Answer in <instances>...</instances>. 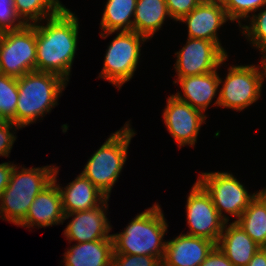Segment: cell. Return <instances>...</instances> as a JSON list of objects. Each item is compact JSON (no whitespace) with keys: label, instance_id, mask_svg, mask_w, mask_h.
<instances>
[{"label":"cell","instance_id":"obj_26","mask_svg":"<svg viewBox=\"0 0 266 266\" xmlns=\"http://www.w3.org/2000/svg\"><path fill=\"white\" fill-rule=\"evenodd\" d=\"M18 101V79L0 74V110L4 117L15 123Z\"/></svg>","mask_w":266,"mask_h":266},{"label":"cell","instance_id":"obj_1","mask_svg":"<svg viewBox=\"0 0 266 266\" xmlns=\"http://www.w3.org/2000/svg\"><path fill=\"white\" fill-rule=\"evenodd\" d=\"M36 26V71L53 73L69 81L77 51L79 20L71 10L47 18Z\"/></svg>","mask_w":266,"mask_h":266},{"label":"cell","instance_id":"obj_4","mask_svg":"<svg viewBox=\"0 0 266 266\" xmlns=\"http://www.w3.org/2000/svg\"><path fill=\"white\" fill-rule=\"evenodd\" d=\"M55 169L56 165L22 168L15 164L0 198V219L19 225L35 197L53 181Z\"/></svg>","mask_w":266,"mask_h":266},{"label":"cell","instance_id":"obj_14","mask_svg":"<svg viewBox=\"0 0 266 266\" xmlns=\"http://www.w3.org/2000/svg\"><path fill=\"white\" fill-rule=\"evenodd\" d=\"M228 20L230 21L221 0H203L179 21L187 24V37L215 42L227 54L219 41L217 31Z\"/></svg>","mask_w":266,"mask_h":266},{"label":"cell","instance_id":"obj_37","mask_svg":"<svg viewBox=\"0 0 266 266\" xmlns=\"http://www.w3.org/2000/svg\"><path fill=\"white\" fill-rule=\"evenodd\" d=\"M8 120L4 117L3 113L0 110V123L7 122Z\"/></svg>","mask_w":266,"mask_h":266},{"label":"cell","instance_id":"obj_35","mask_svg":"<svg viewBox=\"0 0 266 266\" xmlns=\"http://www.w3.org/2000/svg\"><path fill=\"white\" fill-rule=\"evenodd\" d=\"M257 195L265 202L266 204V187L263 188L262 190H259L257 192Z\"/></svg>","mask_w":266,"mask_h":266},{"label":"cell","instance_id":"obj_31","mask_svg":"<svg viewBox=\"0 0 266 266\" xmlns=\"http://www.w3.org/2000/svg\"><path fill=\"white\" fill-rule=\"evenodd\" d=\"M203 0H165L170 19L179 21L183 16L189 14Z\"/></svg>","mask_w":266,"mask_h":266},{"label":"cell","instance_id":"obj_10","mask_svg":"<svg viewBox=\"0 0 266 266\" xmlns=\"http://www.w3.org/2000/svg\"><path fill=\"white\" fill-rule=\"evenodd\" d=\"M186 219L189 231L187 235L218 242L226 221L216 210L210 195L196 181L187 197Z\"/></svg>","mask_w":266,"mask_h":266},{"label":"cell","instance_id":"obj_12","mask_svg":"<svg viewBox=\"0 0 266 266\" xmlns=\"http://www.w3.org/2000/svg\"><path fill=\"white\" fill-rule=\"evenodd\" d=\"M162 116L169 134L179 147H194L201 125L205 124L207 118L205 113L178 100L174 95L167 98Z\"/></svg>","mask_w":266,"mask_h":266},{"label":"cell","instance_id":"obj_15","mask_svg":"<svg viewBox=\"0 0 266 266\" xmlns=\"http://www.w3.org/2000/svg\"><path fill=\"white\" fill-rule=\"evenodd\" d=\"M59 167H56L53 181L44 188L32 202L24 220L18 225L24 228L48 227L63 224L64 210L62 207L61 194L57 186V174Z\"/></svg>","mask_w":266,"mask_h":266},{"label":"cell","instance_id":"obj_18","mask_svg":"<svg viewBox=\"0 0 266 266\" xmlns=\"http://www.w3.org/2000/svg\"><path fill=\"white\" fill-rule=\"evenodd\" d=\"M61 194L64 214L87 211L101 205L107 197L82 173L61 187L57 184Z\"/></svg>","mask_w":266,"mask_h":266},{"label":"cell","instance_id":"obj_23","mask_svg":"<svg viewBox=\"0 0 266 266\" xmlns=\"http://www.w3.org/2000/svg\"><path fill=\"white\" fill-rule=\"evenodd\" d=\"M259 246L266 247V204L257 195L236 221Z\"/></svg>","mask_w":266,"mask_h":266},{"label":"cell","instance_id":"obj_19","mask_svg":"<svg viewBox=\"0 0 266 266\" xmlns=\"http://www.w3.org/2000/svg\"><path fill=\"white\" fill-rule=\"evenodd\" d=\"M226 222L216 246L234 266H246L261 248L235 221Z\"/></svg>","mask_w":266,"mask_h":266},{"label":"cell","instance_id":"obj_5","mask_svg":"<svg viewBox=\"0 0 266 266\" xmlns=\"http://www.w3.org/2000/svg\"><path fill=\"white\" fill-rule=\"evenodd\" d=\"M135 134L130 122H126L91 155L81 172L107 198L126 163L128 147Z\"/></svg>","mask_w":266,"mask_h":266},{"label":"cell","instance_id":"obj_34","mask_svg":"<svg viewBox=\"0 0 266 266\" xmlns=\"http://www.w3.org/2000/svg\"><path fill=\"white\" fill-rule=\"evenodd\" d=\"M246 266H266V247H261Z\"/></svg>","mask_w":266,"mask_h":266},{"label":"cell","instance_id":"obj_36","mask_svg":"<svg viewBox=\"0 0 266 266\" xmlns=\"http://www.w3.org/2000/svg\"><path fill=\"white\" fill-rule=\"evenodd\" d=\"M260 64L262 65L263 73H264V78H266V56H263Z\"/></svg>","mask_w":266,"mask_h":266},{"label":"cell","instance_id":"obj_22","mask_svg":"<svg viewBox=\"0 0 266 266\" xmlns=\"http://www.w3.org/2000/svg\"><path fill=\"white\" fill-rule=\"evenodd\" d=\"M137 0H107L100 21L102 32L133 31Z\"/></svg>","mask_w":266,"mask_h":266},{"label":"cell","instance_id":"obj_17","mask_svg":"<svg viewBox=\"0 0 266 266\" xmlns=\"http://www.w3.org/2000/svg\"><path fill=\"white\" fill-rule=\"evenodd\" d=\"M219 75L217 70L201 75L177 78L173 83H179L183 94L177 92L174 95L178 100L188 103L203 113L211 104L213 98L218 94Z\"/></svg>","mask_w":266,"mask_h":266},{"label":"cell","instance_id":"obj_30","mask_svg":"<svg viewBox=\"0 0 266 266\" xmlns=\"http://www.w3.org/2000/svg\"><path fill=\"white\" fill-rule=\"evenodd\" d=\"M13 129L16 131V129L21 128L11 121L0 123V156L2 157H9L13 144L17 138L14 135L15 133Z\"/></svg>","mask_w":266,"mask_h":266},{"label":"cell","instance_id":"obj_29","mask_svg":"<svg viewBox=\"0 0 266 266\" xmlns=\"http://www.w3.org/2000/svg\"><path fill=\"white\" fill-rule=\"evenodd\" d=\"M111 266H162V261L148 255L113 254Z\"/></svg>","mask_w":266,"mask_h":266},{"label":"cell","instance_id":"obj_33","mask_svg":"<svg viewBox=\"0 0 266 266\" xmlns=\"http://www.w3.org/2000/svg\"><path fill=\"white\" fill-rule=\"evenodd\" d=\"M14 165L15 164L9 162L0 164V198L9 183L10 175L14 168Z\"/></svg>","mask_w":266,"mask_h":266},{"label":"cell","instance_id":"obj_13","mask_svg":"<svg viewBox=\"0 0 266 266\" xmlns=\"http://www.w3.org/2000/svg\"><path fill=\"white\" fill-rule=\"evenodd\" d=\"M108 201L109 198L91 210L65 214L64 220L73 217L64 229V236L69 240L68 243L71 241L84 243L112 240L111 234H109L112 227L106 216Z\"/></svg>","mask_w":266,"mask_h":266},{"label":"cell","instance_id":"obj_28","mask_svg":"<svg viewBox=\"0 0 266 266\" xmlns=\"http://www.w3.org/2000/svg\"><path fill=\"white\" fill-rule=\"evenodd\" d=\"M25 25L16 13L14 0H0V33L18 30Z\"/></svg>","mask_w":266,"mask_h":266},{"label":"cell","instance_id":"obj_16","mask_svg":"<svg viewBox=\"0 0 266 266\" xmlns=\"http://www.w3.org/2000/svg\"><path fill=\"white\" fill-rule=\"evenodd\" d=\"M215 246L208 239L181 233L166 241L162 266H200Z\"/></svg>","mask_w":266,"mask_h":266},{"label":"cell","instance_id":"obj_27","mask_svg":"<svg viewBox=\"0 0 266 266\" xmlns=\"http://www.w3.org/2000/svg\"><path fill=\"white\" fill-rule=\"evenodd\" d=\"M230 21H236L239 27L241 21H247L253 12H258L259 9L266 6V0H221Z\"/></svg>","mask_w":266,"mask_h":266},{"label":"cell","instance_id":"obj_20","mask_svg":"<svg viewBox=\"0 0 266 266\" xmlns=\"http://www.w3.org/2000/svg\"><path fill=\"white\" fill-rule=\"evenodd\" d=\"M113 240L76 243L64 253V266H111Z\"/></svg>","mask_w":266,"mask_h":266},{"label":"cell","instance_id":"obj_21","mask_svg":"<svg viewBox=\"0 0 266 266\" xmlns=\"http://www.w3.org/2000/svg\"><path fill=\"white\" fill-rule=\"evenodd\" d=\"M168 17L170 18V14L165 0H137L133 31L149 40Z\"/></svg>","mask_w":266,"mask_h":266},{"label":"cell","instance_id":"obj_2","mask_svg":"<svg viewBox=\"0 0 266 266\" xmlns=\"http://www.w3.org/2000/svg\"><path fill=\"white\" fill-rule=\"evenodd\" d=\"M158 204L136 215L123 232L111 234L113 254L148 255L163 260L168 224Z\"/></svg>","mask_w":266,"mask_h":266},{"label":"cell","instance_id":"obj_8","mask_svg":"<svg viewBox=\"0 0 266 266\" xmlns=\"http://www.w3.org/2000/svg\"><path fill=\"white\" fill-rule=\"evenodd\" d=\"M36 26L25 25L18 30L0 33V72L20 78L35 71Z\"/></svg>","mask_w":266,"mask_h":266},{"label":"cell","instance_id":"obj_3","mask_svg":"<svg viewBox=\"0 0 266 266\" xmlns=\"http://www.w3.org/2000/svg\"><path fill=\"white\" fill-rule=\"evenodd\" d=\"M67 84L59 75L36 70L18 78L15 124L22 129L45 117L58 105Z\"/></svg>","mask_w":266,"mask_h":266},{"label":"cell","instance_id":"obj_6","mask_svg":"<svg viewBox=\"0 0 266 266\" xmlns=\"http://www.w3.org/2000/svg\"><path fill=\"white\" fill-rule=\"evenodd\" d=\"M117 33L106 50L104 66L99 78L107 80L120 90L132 79L140 59L141 45L148 39L134 31L101 32L103 39Z\"/></svg>","mask_w":266,"mask_h":266},{"label":"cell","instance_id":"obj_25","mask_svg":"<svg viewBox=\"0 0 266 266\" xmlns=\"http://www.w3.org/2000/svg\"><path fill=\"white\" fill-rule=\"evenodd\" d=\"M263 9V10H262ZM253 13L249 18V25H241L242 34L253 47L261 52L262 57L266 56V6Z\"/></svg>","mask_w":266,"mask_h":266},{"label":"cell","instance_id":"obj_24","mask_svg":"<svg viewBox=\"0 0 266 266\" xmlns=\"http://www.w3.org/2000/svg\"><path fill=\"white\" fill-rule=\"evenodd\" d=\"M14 7L26 25L42 22L66 8L60 0H14Z\"/></svg>","mask_w":266,"mask_h":266},{"label":"cell","instance_id":"obj_11","mask_svg":"<svg viewBox=\"0 0 266 266\" xmlns=\"http://www.w3.org/2000/svg\"><path fill=\"white\" fill-rule=\"evenodd\" d=\"M175 56L177 78L213 72L228 59V54L215 42L189 37Z\"/></svg>","mask_w":266,"mask_h":266},{"label":"cell","instance_id":"obj_9","mask_svg":"<svg viewBox=\"0 0 266 266\" xmlns=\"http://www.w3.org/2000/svg\"><path fill=\"white\" fill-rule=\"evenodd\" d=\"M197 182L210 195L216 210L226 222H229V216L225 212L237 217L236 222L257 196V192L248 194L245 186L228 172H201Z\"/></svg>","mask_w":266,"mask_h":266},{"label":"cell","instance_id":"obj_7","mask_svg":"<svg viewBox=\"0 0 266 266\" xmlns=\"http://www.w3.org/2000/svg\"><path fill=\"white\" fill-rule=\"evenodd\" d=\"M261 69V70H260ZM219 79V95L214 106L243 111L261 97L264 73L260 66L232 65L225 77Z\"/></svg>","mask_w":266,"mask_h":266},{"label":"cell","instance_id":"obj_32","mask_svg":"<svg viewBox=\"0 0 266 266\" xmlns=\"http://www.w3.org/2000/svg\"><path fill=\"white\" fill-rule=\"evenodd\" d=\"M200 266H234L225 254L215 246Z\"/></svg>","mask_w":266,"mask_h":266}]
</instances>
